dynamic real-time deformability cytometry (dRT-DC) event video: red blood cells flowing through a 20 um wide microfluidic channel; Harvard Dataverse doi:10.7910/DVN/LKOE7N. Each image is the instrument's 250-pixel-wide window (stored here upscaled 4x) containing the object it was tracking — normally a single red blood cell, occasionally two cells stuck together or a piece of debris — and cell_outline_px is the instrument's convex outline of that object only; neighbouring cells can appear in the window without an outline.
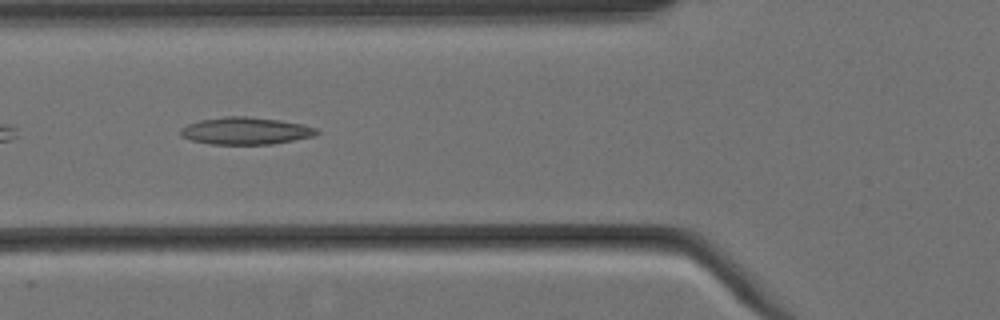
{"species": "Egyptian fruit bat (a non-hibernating species)", "species_latin": "Rousettus aegyptiacus", "temperature_condition": "cold", "stored_images_in_passage": 5, "camera_frame_rate_fps": 3000, "um_per_image_px": 0.085, "animal": {"sex": "female"}, "frame": {"image": 1, "passage_image": 4, "time_ms": 1.0, "image_size_px": [1000, 320], "cell_outline_px": [[320, 132], [312, 136], [272, 144], [212, 144], [192, 140], [180, 136], [180, 128], [188, 124], [200, 120], [228, 116], [248, 116], [280, 120], [304, 124], [316, 128]], "centroid_in_image_um": [20.87, 11.11], "position_along_channel_um": 104.9, "area_um2": 21.5}}
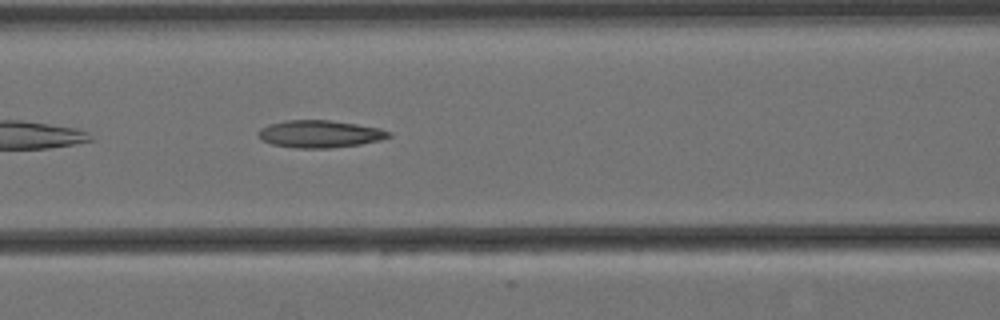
{"frame": {"image": 2, "passage_image": 5, "time_ms": 1.333, "image_size_px": [1000, 320], "cell_outline_px": [[392, 136], [380, 140], [360, 144], [332, 148], [296, 148], [272, 144], [260, 140], [256, 136], [260, 128], [268, 124], [288, 120], [328, 120], [356, 124], [380, 128], [392, 132]], "centroid_in_image_um": [27.16, 11.39], "position_along_channel_um": 139.4, "area_um2": 20.92}}